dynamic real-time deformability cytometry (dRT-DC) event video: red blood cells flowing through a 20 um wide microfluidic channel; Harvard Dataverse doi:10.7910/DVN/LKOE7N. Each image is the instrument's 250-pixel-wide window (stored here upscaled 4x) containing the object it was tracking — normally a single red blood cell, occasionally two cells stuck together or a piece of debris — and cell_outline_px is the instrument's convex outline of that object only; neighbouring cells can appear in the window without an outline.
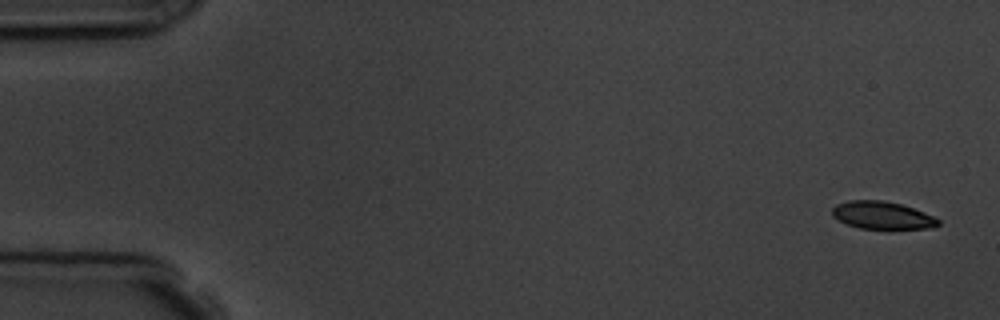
{"species": "common noctule bat (a hibernating species)", "species_latin": "Nyctalus noctula", "temperature_condition": "room temperature", "stored_images_in_passage": 5, "camera_frame_rate_fps": 3000, "um_per_image_px": 0.085, "animal": {"sex": "male", "body_mass_g": 19.5, "forearm_length_mm": 54.6}, "frame": {"image": 1, "passage_image": 1, "time_ms": 0.0, "image_size_px": [1000, 320], "cell_outline_px": [[940, 224], [928, 228], [860, 228], [848, 224], [832, 216], [832, 208], [836, 204], [848, 200], [884, 200], [900, 204], [924, 212], [940, 220]], "centroid_in_image_um": [74.96, 18.28], "position_along_channel_um": 10.0, "area_um2": 16.76}}
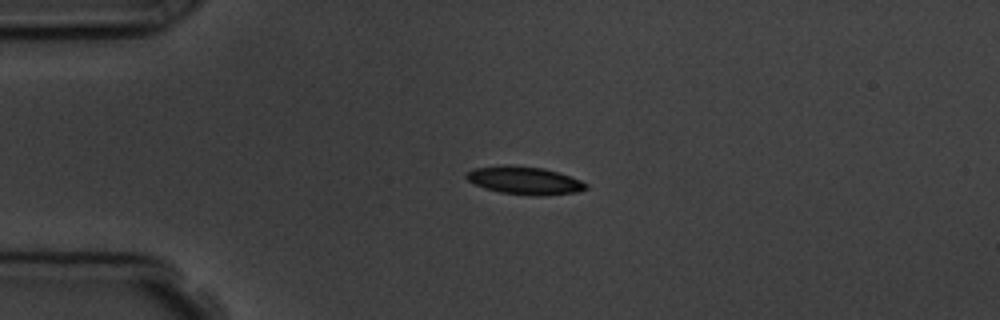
{"frame": {"image": 2, "passage_image": 4, "time_ms": 3.667, "image_size_px": [1000, 320], "cell_outline_px": [[588, 188], [576, 192], [540, 196], [532, 196], [500, 192], [484, 188], [468, 180], [464, 176], [472, 168], [544, 168], [580, 180], [588, 184]], "centroid_in_image_um": [44.64, 15.4], "position_along_channel_um": 40.4, "area_um2": 18.38}}